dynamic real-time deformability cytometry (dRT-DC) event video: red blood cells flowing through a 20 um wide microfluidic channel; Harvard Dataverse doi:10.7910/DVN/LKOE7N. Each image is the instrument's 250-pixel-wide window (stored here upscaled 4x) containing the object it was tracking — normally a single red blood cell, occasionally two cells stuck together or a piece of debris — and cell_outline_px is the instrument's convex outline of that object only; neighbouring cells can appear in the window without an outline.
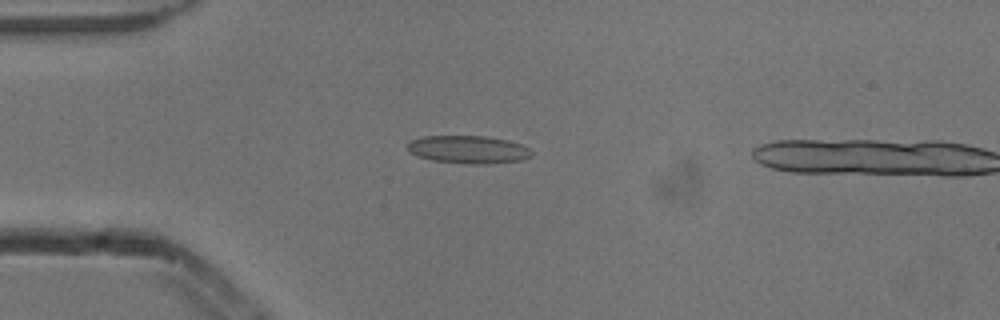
{"species": "common noctule bat (a hibernating species)", "species_latin": "Nyctalus noctula", "temperature_condition": "cold", "stored_images_in_passage": 5, "camera_frame_rate_fps": 3000, "um_per_image_px": 0.085, "animal": {"sex": "male", "body_mass_g": 13.3}, "frame": {"image": 1, "passage_image": 4, "time_ms": 1.0, "image_size_px": [1000, 320], "cell_outline_px": [[532, 156], [524, 160], [484, 164], [468, 164], [432, 160], [416, 156], [408, 152], [408, 144], [412, 140], [424, 136], [484, 136], [508, 140], [520, 144], [528, 148], [532, 152]], "centroid_in_image_um": [39.81, 12.72], "position_along_channel_um": 45.2, "area_um2": 20.17}}